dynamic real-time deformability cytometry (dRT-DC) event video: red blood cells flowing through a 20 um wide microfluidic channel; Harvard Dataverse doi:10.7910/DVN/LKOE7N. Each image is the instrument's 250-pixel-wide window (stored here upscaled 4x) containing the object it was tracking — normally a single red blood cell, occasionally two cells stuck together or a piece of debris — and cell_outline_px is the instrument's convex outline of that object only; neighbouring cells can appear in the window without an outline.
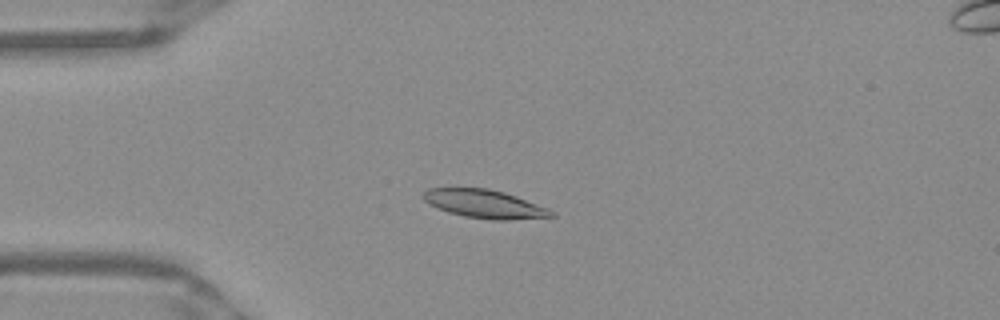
{"species": "Egyptian fruit bat (a non-hibernating species)", "species_latin": "Rousettus aegyptiacus", "temperature_condition": "warm", "stored_images_in_passage": 41, "camera_frame_rate_fps": 3000, "um_per_image_px": 0.085, "frame": {"image": 1, "passage_image": 3, "time_ms": 0.667, "image_size_px": [1000, 320], "cell_outline_px": [[556, 216], [512, 220], [492, 220], [464, 216], [448, 212], [436, 208], [428, 204], [424, 200], [424, 192], [428, 188], [488, 188], [504, 192], [516, 196], [548, 208], [556, 212]], "centroid_in_image_um": [41.21, 17.34], "position_along_channel_um": 43.8, "area_um2": 21.27}}
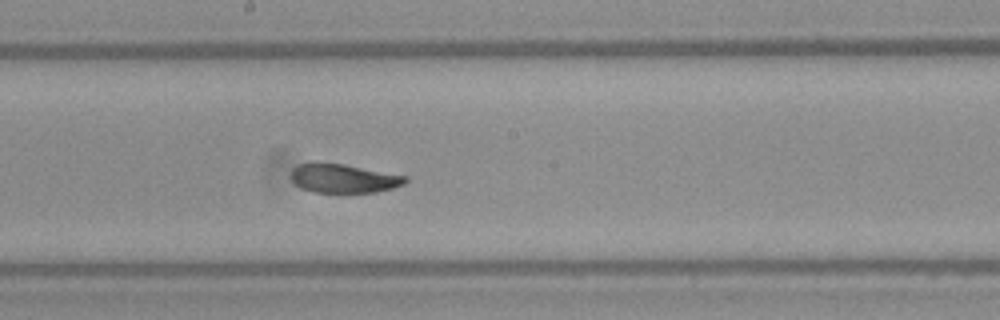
{"frame": {"image": 2, "passage_image": 18, "time_ms": 5.667, "image_size_px": [1000, 320], "cell_outline_px": [[408, 180], [404, 184], [392, 188], [376, 192], [312, 192], [300, 188], [292, 180], [292, 168], [300, 164], [312, 160], [316, 160], [344, 164], [408, 176]], "centroid_in_image_um": [29.17, 15.13], "position_along_channel_um": 219.0, "area_um2": 19.59}}
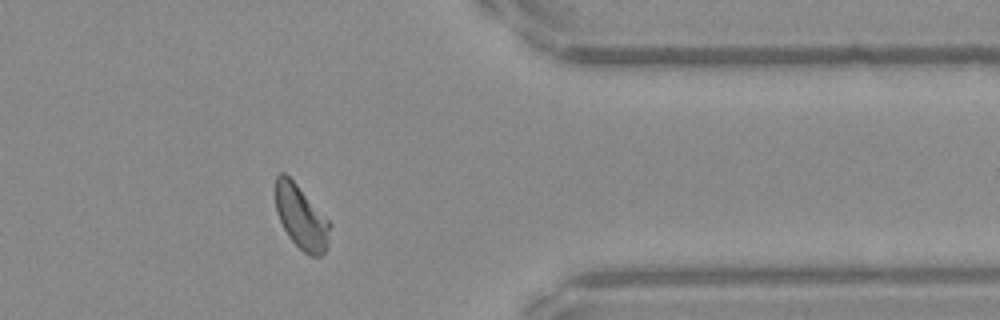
{"frame": {"image": 3, "passage_image": 32, "time_ms": 10.333, "image_size_px": [1000, 320], "cell_outline_px": [[332, 224], [328, 248], [320, 256], [308, 256], [288, 236], [276, 212], [276, 176], [280, 172], [284, 172], [296, 184]], "centroid_in_image_um": [25.63, 18.5], "position_along_channel_um": 385.8, "area_um2": 20.06}, "authors_computed_cell_mechanics": {"area_um2": 20.519, "velocity_mm_per_s": 3.9155, "shape_relaxation_time_tau1_ms": 2.755, "shape_relaxation_time_tau2_ms": 1.0816, "deformation_change_tau1": 0.1443, "deformation_change_tau2": 0.0732}}